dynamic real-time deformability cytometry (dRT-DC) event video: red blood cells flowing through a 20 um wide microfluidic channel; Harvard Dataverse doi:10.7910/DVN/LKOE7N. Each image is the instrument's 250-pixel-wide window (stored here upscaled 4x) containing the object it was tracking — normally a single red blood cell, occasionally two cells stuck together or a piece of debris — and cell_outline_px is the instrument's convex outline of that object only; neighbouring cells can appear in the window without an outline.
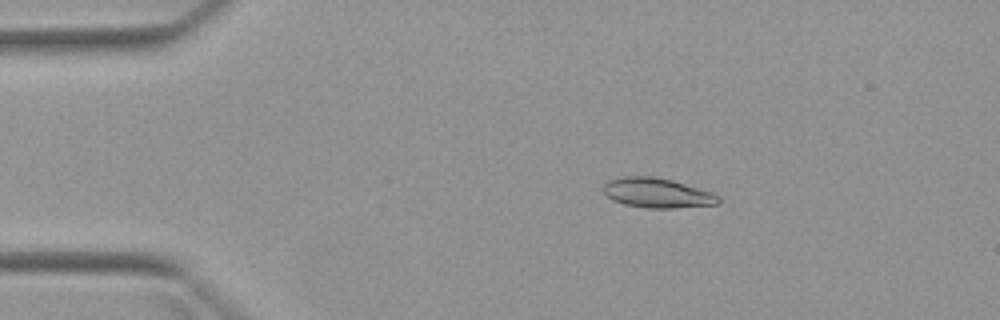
{"species": "Egyptian fruit bat (a non-hibernating species)", "species_latin": "Rousettus aegyptiacus", "temperature_condition": "warm", "stored_images_in_passage": 6, "camera_frame_rate_fps": 3000, "um_per_image_px": 0.085, "animal": {"sex": "female"}, "frame": {"image": 1, "passage_image": 2, "time_ms": 2.0, "image_size_px": [1000, 320], "cell_outline_px": [[720, 204], [676, 208], [644, 208], [624, 204], [612, 200], [600, 188], [608, 180], [624, 176], [652, 176], [672, 180], [712, 192], [720, 196]], "centroid_in_image_um": [55.85, 16.4], "position_along_channel_um": 29.1, "area_um2": 20.17}}
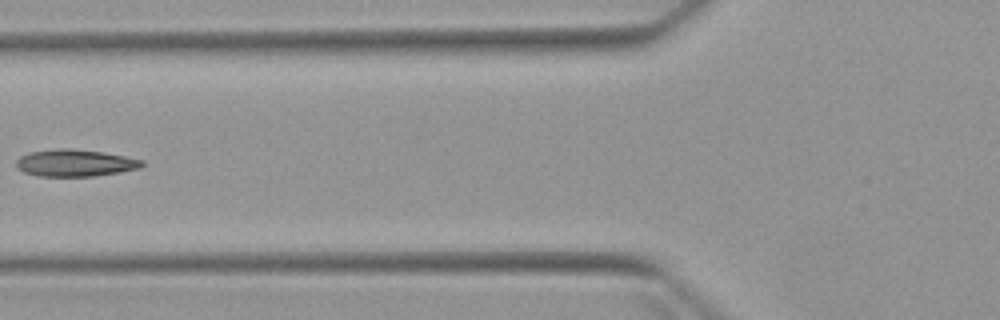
{"frame": {"image": 2, "passage_image": 5, "time_ms": 5.667, "image_size_px": [1000, 320], "cell_outline_px": [[144, 164], [140, 168], [120, 172], [92, 176], [36, 176], [24, 172], [16, 168], [16, 160], [20, 156], [28, 152], [56, 148], [68, 148], [100, 152], [124, 156], [144, 160]], "centroid_in_image_um": [6.34, 13.85], "position_along_channel_um": 119.5, "area_um2": 19.83}}
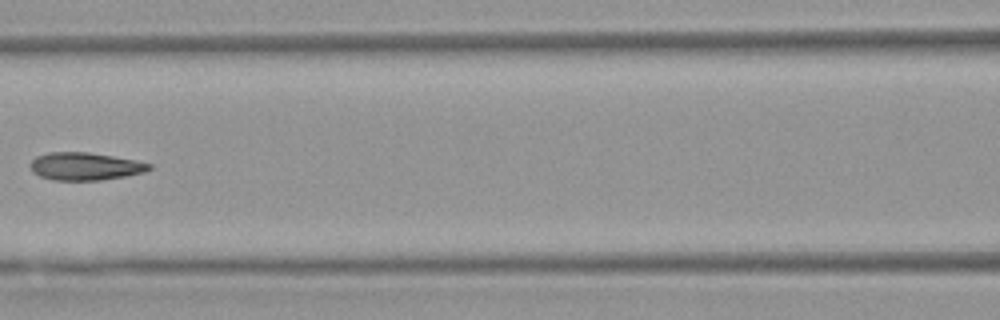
{"frame": {"image": 3, "passage_image": 6, "time_ms": 6.667, "image_size_px": [1000, 320], "cell_outline_px": [[152, 168], [144, 172], [124, 176], [100, 180], [52, 180], [40, 176], [32, 172], [28, 164], [36, 156], [48, 152], [88, 152], [112, 156], [152, 164]], "centroid_in_image_um": [7.17, 14.14], "position_along_channel_um": 159.4, "area_um2": 19.13}}